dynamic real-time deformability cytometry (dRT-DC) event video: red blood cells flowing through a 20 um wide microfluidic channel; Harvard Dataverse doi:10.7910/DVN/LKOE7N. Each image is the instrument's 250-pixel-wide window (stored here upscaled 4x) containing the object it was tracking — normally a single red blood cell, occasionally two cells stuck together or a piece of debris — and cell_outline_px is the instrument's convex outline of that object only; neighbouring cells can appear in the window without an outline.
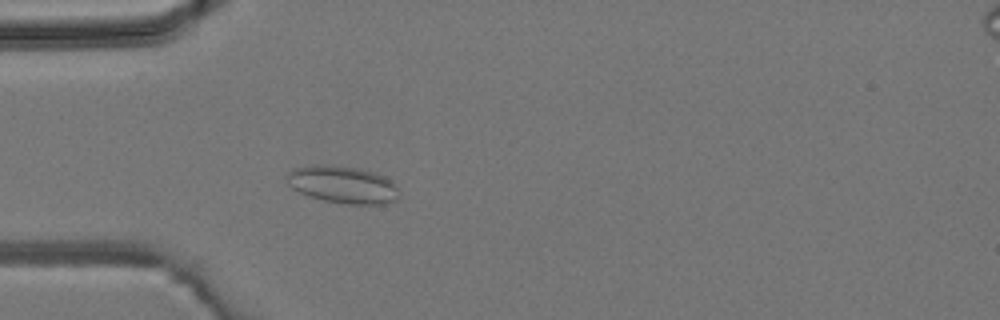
{"species": "common noctule bat (a hibernating species)", "species_latin": "Nyctalus noctula", "temperature_condition": "room temperature", "stored_images_in_passage": 4, "camera_frame_rate_fps": 3000, "um_per_image_px": 0.085, "animal": {"sex": "male", "body_mass_g": 19.2, "forearm_length_mm": 51.8}, "frame": {"image": 1, "passage_image": 4, "time_ms": 3.333, "image_size_px": [1000, 320], "cell_outline_px": [[400, 196], [396, 200], [384, 204], [344, 204], [324, 200], [308, 196], [292, 188], [288, 184], [284, 176], [292, 168], [316, 164], [360, 168], [384, 176], [396, 184]], "centroid_in_image_um": [29.11, 15.69], "position_along_channel_um": 55.9, "area_um2": 24.62}}